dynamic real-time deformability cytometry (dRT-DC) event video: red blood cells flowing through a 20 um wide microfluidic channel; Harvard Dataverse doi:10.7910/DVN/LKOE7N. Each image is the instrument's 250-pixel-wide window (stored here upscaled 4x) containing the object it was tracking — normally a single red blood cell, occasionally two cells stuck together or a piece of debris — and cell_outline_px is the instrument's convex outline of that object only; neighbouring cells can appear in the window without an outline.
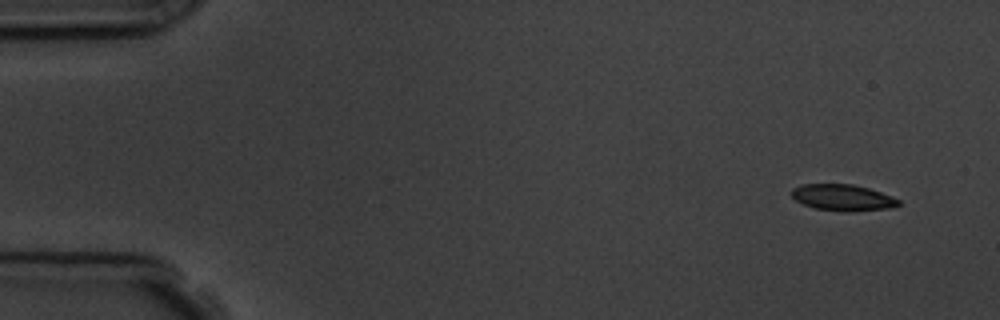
{"species": "common noctule bat (a hibernating species)", "species_latin": "Nyctalus noctula", "temperature_condition": "room temperature", "stored_images_in_passage": 6, "camera_frame_rate_fps": 3000, "um_per_image_px": 0.085, "animal": {"sex": "male", "body_mass_g": 19.5, "forearm_length_mm": 54.6}, "frame": {"image": 1, "passage_image": 1, "time_ms": 0.0, "image_size_px": [1000, 320], "cell_outline_px": [[900, 204], [888, 208], [848, 212], [816, 208], [804, 204], [796, 200], [792, 196], [792, 188], [800, 184], [852, 184], [868, 188], [892, 196], [900, 200]], "centroid_in_image_um": [71.62, 16.78], "position_along_channel_um": 13.4, "area_um2": 16.24}}
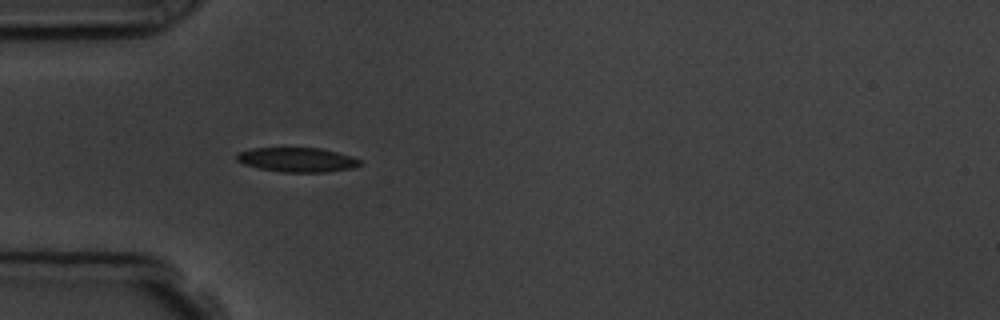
{"frame": {"image": 2, "passage_image": 5, "time_ms": 4.333, "image_size_px": [1000, 320], "cell_outline_px": [[360, 164], [352, 168], [324, 172], [284, 172], [260, 168], [244, 164], [236, 160], [236, 156], [240, 152], [252, 148], [320, 148], [352, 156], [360, 160]], "centroid_in_image_um": [25.25, 13.57], "position_along_channel_um": 59.7, "area_um2": 17.28}}